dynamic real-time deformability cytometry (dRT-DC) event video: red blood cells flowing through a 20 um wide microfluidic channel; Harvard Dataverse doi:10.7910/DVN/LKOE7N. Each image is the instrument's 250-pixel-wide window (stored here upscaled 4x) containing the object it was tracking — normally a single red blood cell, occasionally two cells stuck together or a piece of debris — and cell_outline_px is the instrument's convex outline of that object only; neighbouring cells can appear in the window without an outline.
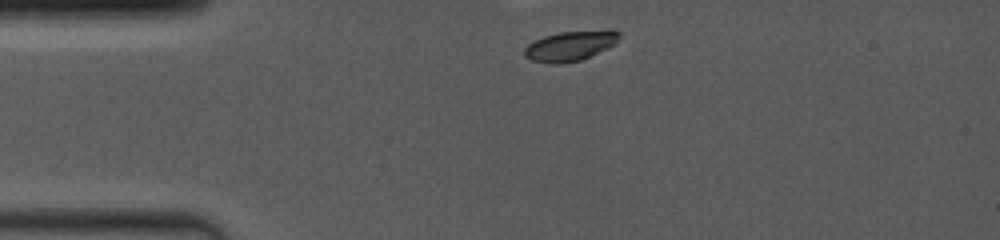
{"species": "common noctule bat (a hibernating species)", "species_latin": "Nyctalus noctula", "temperature_condition": "room temperature", "stored_images_in_passage": 10, "camera_frame_rate_fps": 4000, "um_per_image_px": 0.085, "animal": {"sex": "female", "body_mass_g": 19.0, "forearm_length_mm": 53.3}, "frame": {"image": 1, "passage_image": 1, "time_ms": 0.0, "image_size_px": [1000, 240], "cell_outline_px": [[620, 36], [616, 44], [608, 48], [580, 60], [556, 64], [552, 64], [532, 60], [524, 56], [524, 48], [528, 44], [544, 36], [560, 32], [620, 32]], "centroid_in_image_um": [48.4, 3.94], "position_along_channel_um": 36.6, "area_um2": 15.9}}